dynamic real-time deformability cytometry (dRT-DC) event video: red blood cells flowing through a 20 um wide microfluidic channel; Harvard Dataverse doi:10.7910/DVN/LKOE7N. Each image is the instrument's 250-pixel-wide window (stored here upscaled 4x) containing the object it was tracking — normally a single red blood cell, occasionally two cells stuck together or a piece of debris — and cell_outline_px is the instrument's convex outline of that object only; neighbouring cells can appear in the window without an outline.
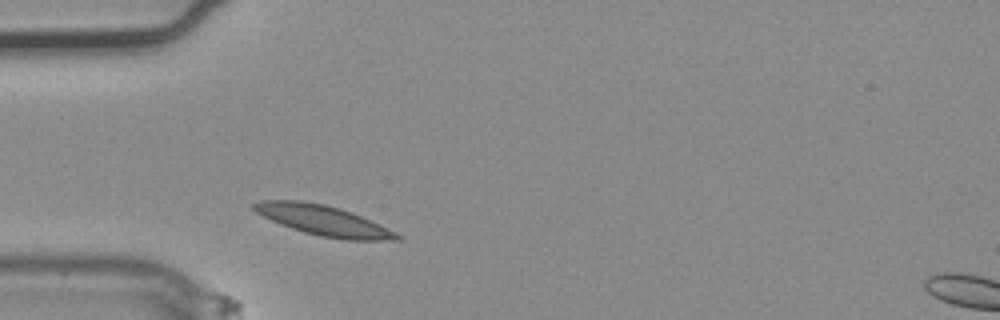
{"species": "common noctule bat (a hibernating species)", "species_latin": "Nyctalus noctula", "temperature_condition": "warm", "stored_images_in_passage": 2, "camera_frame_rate_fps": 3000, "um_per_image_px": 0.085, "animal": {"sex": "male", "body_mass_g": 20.4}, "frame": {"image": 1, "passage_image": 1, "time_ms": 0.0, "image_size_px": [1000, 320], "cell_outline_px": [[404, 236], [400, 240], [344, 240], [320, 236], [304, 232], [292, 228], [272, 220], [256, 212], [252, 208], [252, 204], [260, 200], [300, 200], [324, 204], [340, 208], [352, 212], [396, 232]], "centroid_in_image_um": [27.51, 18.74], "position_along_channel_um": 57.5, "area_um2": 25.03}}